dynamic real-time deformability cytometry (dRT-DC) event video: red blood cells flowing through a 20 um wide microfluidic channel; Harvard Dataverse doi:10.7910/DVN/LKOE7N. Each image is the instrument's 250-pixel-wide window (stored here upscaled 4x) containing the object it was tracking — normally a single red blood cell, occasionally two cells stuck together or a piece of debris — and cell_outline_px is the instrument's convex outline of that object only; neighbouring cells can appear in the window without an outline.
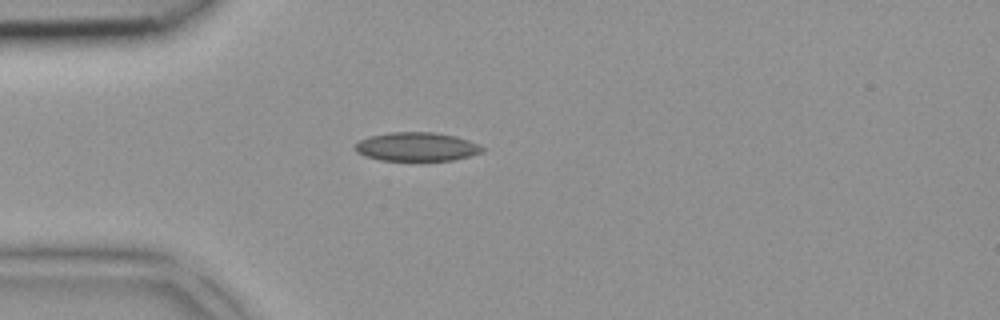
{"species": "common noctule bat (a hibernating species)", "species_latin": "Nyctalus noctula", "temperature_condition": "room temperature", "stored_images_in_passage": 3, "camera_frame_rate_fps": 3000, "um_per_image_px": 0.085, "animal": {"sex": "female", "body_mass_g": 18.4}, "frame": {"image": 1, "passage_image": 3, "time_ms": 0.667, "image_size_px": [1000, 320], "cell_outline_px": [[488, 148], [484, 152], [452, 160], [380, 160], [364, 156], [356, 152], [352, 148], [352, 144], [368, 136], [392, 132], [436, 132], [456, 136], [468, 140]], "centroid_in_image_um": [35.39, 12.46], "position_along_channel_um": 49.6, "area_um2": 21.62}}